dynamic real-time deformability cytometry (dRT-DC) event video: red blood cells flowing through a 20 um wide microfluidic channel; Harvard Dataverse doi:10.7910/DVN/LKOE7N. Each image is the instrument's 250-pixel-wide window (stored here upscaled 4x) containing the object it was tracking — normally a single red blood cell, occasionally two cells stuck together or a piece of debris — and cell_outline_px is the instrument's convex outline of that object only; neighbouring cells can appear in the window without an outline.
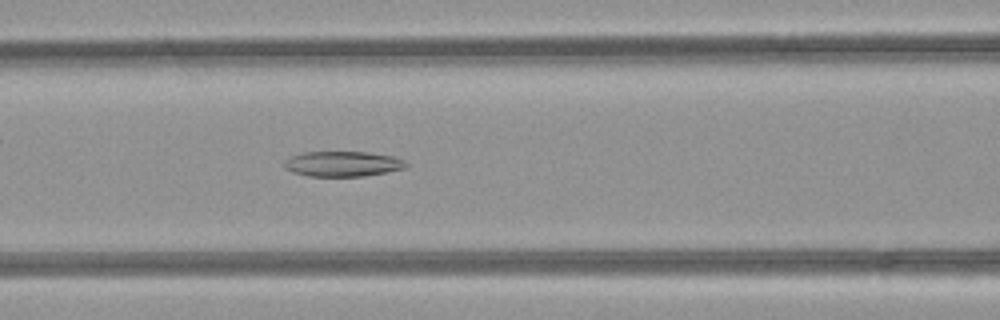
{"species": "common noctule bat (a hibernating species)", "species_latin": "Nyctalus noctula", "temperature_condition": "room temperature", "stored_images_in_passage": 48, "camera_frame_rate_fps": 3000, "um_per_image_px": 0.085, "animal": {"sex": "female", "body_mass_g": 21.9}, "frame": {"image": 1, "passage_image": 20, "time_ms": 6.333, "image_size_px": [1000, 320], "cell_outline_px": [[408, 164], [404, 168], [388, 172], [364, 176], [308, 176], [292, 172], [284, 168], [284, 160], [292, 156], [304, 152], [364, 152], [392, 156], [404, 160]], "centroid_in_image_um": [29.11, 13.93], "position_along_channel_um": 137.5, "area_um2": 17.86}}
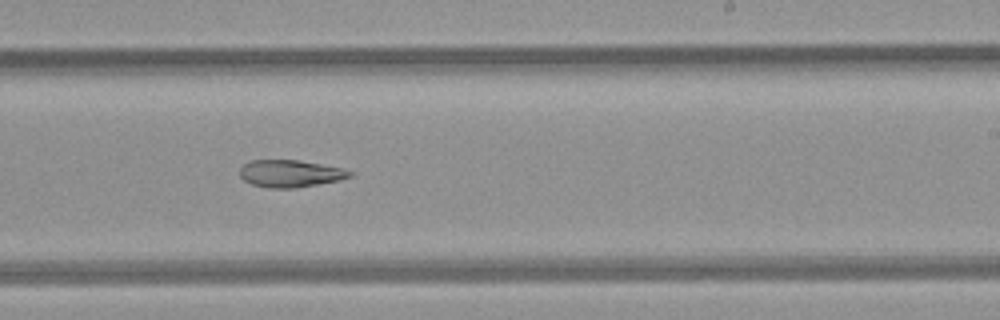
{"frame": {"image": 2, "passage_image": 29, "time_ms": 9.333, "image_size_px": [1000, 320], "cell_outline_px": [[352, 176], [340, 180], [296, 188], [272, 188], [252, 184], [244, 180], [240, 176], [240, 168], [244, 164], [252, 160], [300, 160], [344, 168], [352, 172]], "centroid_in_image_um": [24.7, 14.74], "position_along_channel_um": 264.3, "area_um2": 17.46}}
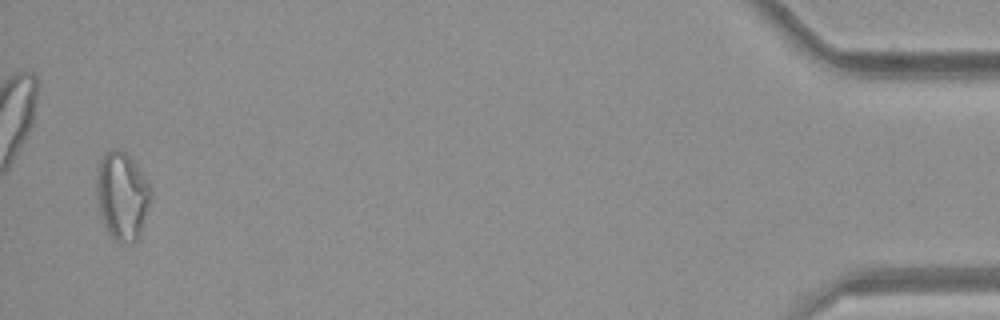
{"frame": {"image": 3, "passage_image": 47, "time_ms": 15.333, "image_size_px": [1000, 320], "cell_outline_px": [[152, 196], [140, 232], [136, 240], [124, 244], [120, 244], [112, 240], [104, 224], [100, 212], [96, 196], [96, 176], [100, 160], [108, 152], [116, 148], [124, 152], [132, 160], [144, 176], [148, 184]], "centroid_in_image_um": [10.36, 16.69], "position_along_channel_um": 424.8, "area_um2": 27.51}}